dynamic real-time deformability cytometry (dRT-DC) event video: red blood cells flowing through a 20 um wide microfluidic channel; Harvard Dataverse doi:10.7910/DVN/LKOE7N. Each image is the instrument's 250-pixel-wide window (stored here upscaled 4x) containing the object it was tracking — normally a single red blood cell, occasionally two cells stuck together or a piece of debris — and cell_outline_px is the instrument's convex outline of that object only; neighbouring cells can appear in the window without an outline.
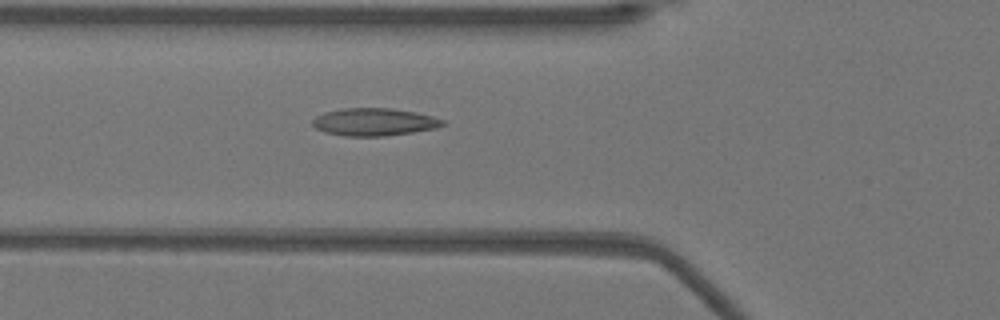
{"species": "Egyptian fruit bat (a non-hibernating species)", "species_latin": "Rousettus aegyptiacus", "temperature_condition": "warm", "stored_images_in_passage": 51, "camera_frame_rate_fps": 3000, "um_per_image_px": 0.085, "animal": {"sex": "female"}, "frame": {"image": 1, "passage_image": 18, "time_ms": 5.667, "image_size_px": [1000, 320], "cell_outline_px": [[444, 124], [436, 128], [412, 132], [384, 136], [344, 136], [324, 132], [316, 128], [312, 124], [312, 120], [316, 116], [324, 112], [344, 108], [392, 108], [416, 112], [432, 116], [444, 120]], "centroid_in_image_um": [31.78, 10.36], "position_along_channel_um": 94.0, "area_um2": 20.92}}
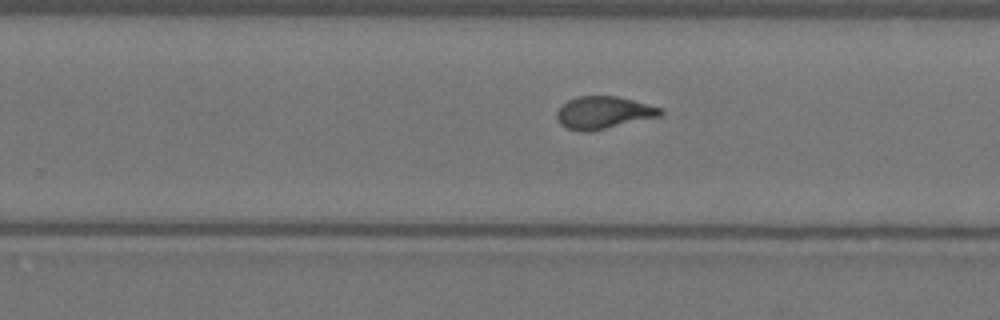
{"frame": {"image": 2, "passage_image": 32, "time_ms": 10.333, "image_size_px": [1000, 320], "cell_outline_px": [[664, 116], [592, 132], [580, 132], [564, 128], [560, 124], [556, 116], [556, 112], [568, 100], [580, 96], [616, 96], [664, 108]], "centroid_in_image_um": [51.35, 9.6], "position_along_channel_um": 278.5, "area_um2": 20.06}}
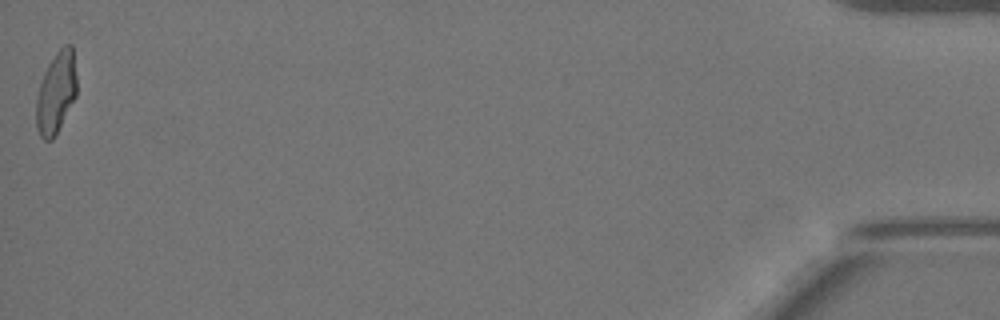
{"frame": {"image": 3, "passage_image": 51, "time_ms": 16.667, "image_size_px": [1000, 320], "cell_outline_px": [[76, 96], [56, 136], [52, 140], [44, 140], [40, 136], [36, 128], [36, 96], [44, 72], [48, 64], [56, 52], [64, 44], [72, 44], [76, 76]], "centroid_in_image_um": [4.76, 7.9], "position_along_channel_um": 430.4, "area_um2": 19.42}, "authors_computed_cell_mechanics": {"area_um2": 19.7098, "velocity_mm_per_s": 3.9493, "shape_relaxation_time_tau1_ms": 6.6192, "shape_relaxation_time_tau2_ms": 0.9798, "deformation_change_tau1": 0.209, "deformation_change_tau2": 0.0708}}